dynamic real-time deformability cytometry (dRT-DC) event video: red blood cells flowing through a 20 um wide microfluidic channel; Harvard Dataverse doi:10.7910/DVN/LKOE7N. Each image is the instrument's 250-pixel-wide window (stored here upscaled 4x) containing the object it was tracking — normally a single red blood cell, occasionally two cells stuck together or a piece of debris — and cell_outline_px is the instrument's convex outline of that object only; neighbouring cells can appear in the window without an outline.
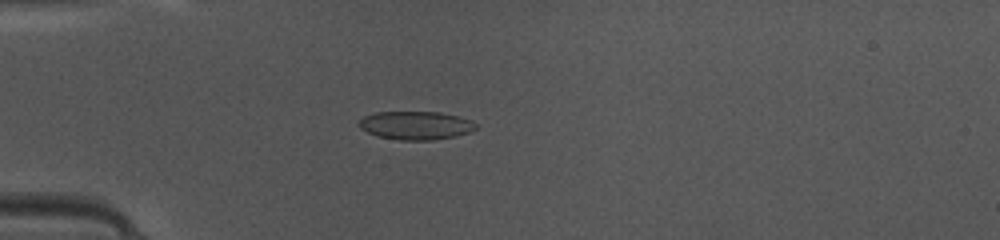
{"species": "common noctule bat (a hibernating species)", "species_latin": "Nyctalus noctula", "temperature_condition": "warm", "stored_images_in_passage": 48, "camera_frame_rate_fps": 3000, "um_per_image_px": 0.085, "animal": {"sex": "female", "body_mass_g": 10.0, "forearm_length_mm": 53.1}, "frame": {"image": 1, "passage_image": 14, "time_ms": 4.333, "image_size_px": [1000, 240], "cell_outline_px": [[476, 128], [468, 132], [456, 136], [432, 140], [400, 140], [376, 136], [360, 128], [356, 124], [364, 116], [376, 112], [440, 112], [460, 116], [472, 120], [476, 124]], "centroid_in_image_um": [35.33, 10.65], "position_along_channel_um": 49.7, "area_um2": 19.42}}
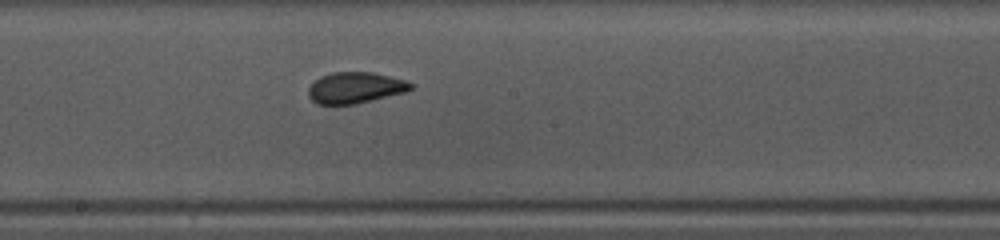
{"frame": {"image": 2, "passage_image": 27, "time_ms": 8.667, "image_size_px": [1000, 240], "cell_outline_px": [[412, 88], [404, 92], [356, 104], [316, 104], [308, 96], [308, 88], [320, 76], [332, 72], [372, 72], [408, 80], [412, 84]], "centroid_in_image_um": [30.18, 7.45], "position_along_channel_um": 218.0, "area_um2": 18.55}}
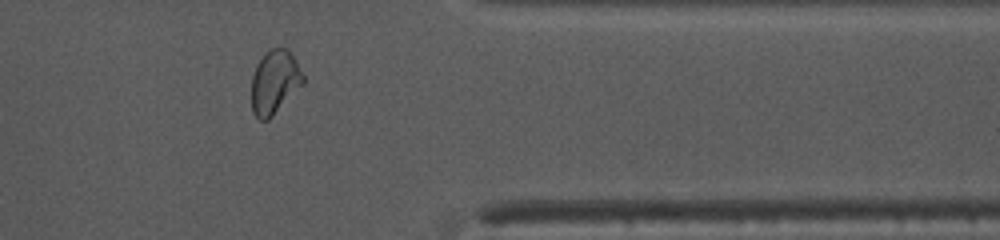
{"frame": {"image": 3, "passage_image": 40, "time_ms": 13.0, "image_size_px": [1000, 240], "cell_outline_px": [[304, 84], [268, 120], [260, 120], [252, 112], [252, 76], [256, 64], [264, 52], [272, 48], [288, 48], [296, 60], [304, 76]], "centroid_in_image_um": [23.35, 6.95], "position_along_channel_um": 388.1, "area_um2": 19.31}, "authors_computed_cell_mechanics": {"area_um2": 19.1896, "velocity_mm_per_s": 4.1484, "shape_relaxation_time_tau1_ms": null, "shape_relaxation_time_tau2_ms": 0.4983, "deformation_change_tau1": null, "deformation_change_tau2": 0.0618}}